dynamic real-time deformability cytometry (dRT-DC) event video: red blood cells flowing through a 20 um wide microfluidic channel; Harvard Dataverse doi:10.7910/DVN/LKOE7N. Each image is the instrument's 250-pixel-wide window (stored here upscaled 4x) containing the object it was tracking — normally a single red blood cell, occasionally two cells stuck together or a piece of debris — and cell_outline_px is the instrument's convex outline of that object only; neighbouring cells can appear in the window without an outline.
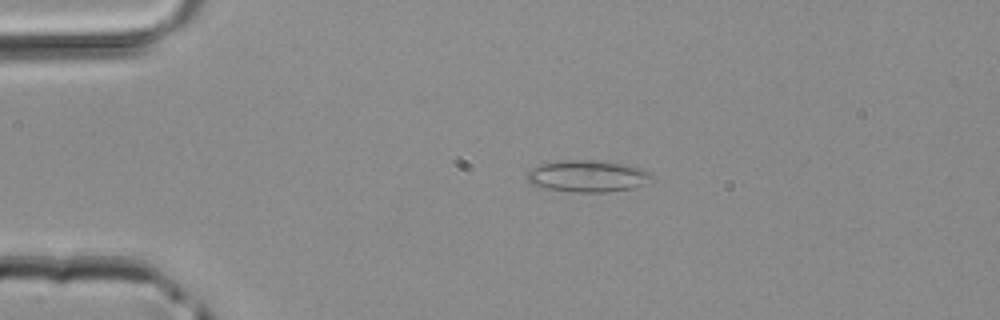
{"species": "common noctule bat (a hibernating species)", "species_latin": "Nyctalus noctula", "temperature_condition": "room temperature", "stored_images_in_passage": 31, "camera_frame_rate_fps": 3000, "um_per_image_px": 0.085, "animal": {"sex": "male", "body_mass_g": 20.4}, "frame": {"image": 1, "passage_image": 2, "time_ms": 0.333, "image_size_px": [1000, 320], "cell_outline_px": [[656, 176], [632, 188], [608, 192], [572, 192], [540, 188], [532, 184], [528, 180], [528, 172], [532, 168], [540, 164], [556, 160], [596, 160], [624, 164], [640, 168], [652, 172]], "centroid_in_image_um": [49.92, 14.97], "position_along_channel_um": 35.1, "area_um2": 23.18}}
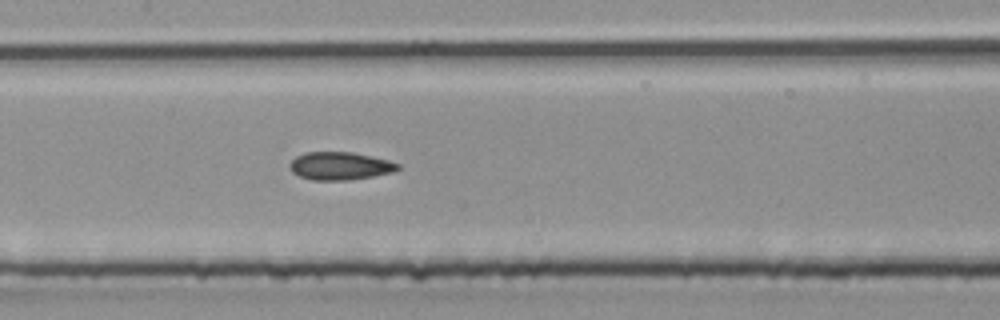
{"frame": {"image": 2, "passage_image": 14, "time_ms": 4.333, "image_size_px": [1000, 320], "cell_outline_px": [[400, 168], [396, 172], [348, 180], [312, 180], [300, 176], [292, 172], [288, 164], [296, 156], [304, 152], [352, 152], [388, 160], [400, 164]], "centroid_in_image_um": [28.9, 14.1], "position_along_channel_um": 178.5, "area_um2": 17.63}}
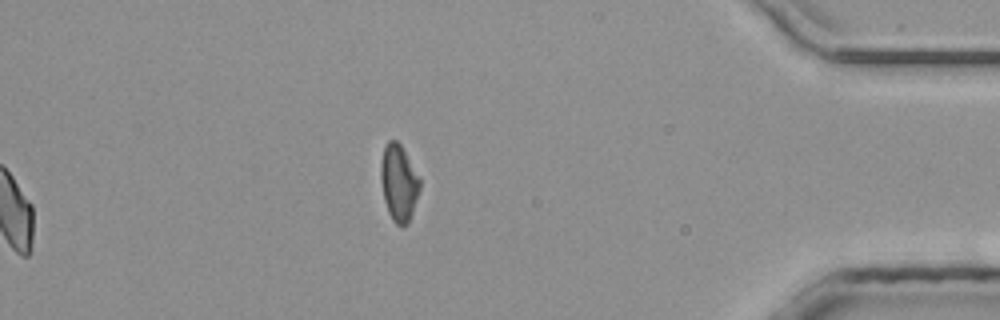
{"frame": {"image": 3, "passage_image": 31, "time_ms": 10.0, "image_size_px": [1000, 320], "cell_outline_px": [[420, 188], [408, 224], [396, 224], [392, 220], [388, 212], [384, 200], [380, 176], [380, 164], [384, 148], [388, 140], [396, 140], [400, 144], [420, 180]], "centroid_in_image_um": [33.87, 15.54], "position_along_channel_um": 401.3, "area_um2": 17.05}}